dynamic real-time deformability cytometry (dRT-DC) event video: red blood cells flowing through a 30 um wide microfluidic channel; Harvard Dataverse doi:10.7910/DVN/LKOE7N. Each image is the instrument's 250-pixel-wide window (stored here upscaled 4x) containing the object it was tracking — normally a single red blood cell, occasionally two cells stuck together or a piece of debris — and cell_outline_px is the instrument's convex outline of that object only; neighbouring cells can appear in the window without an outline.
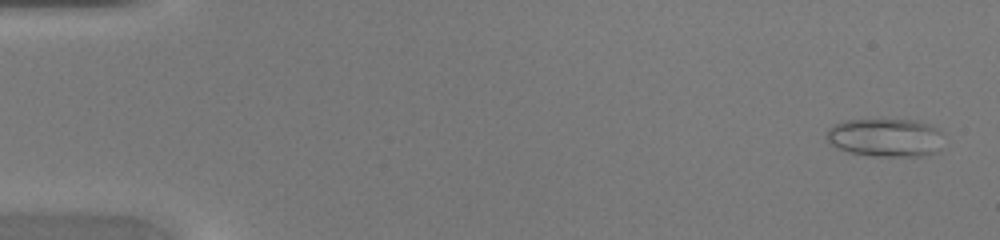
{"species": "common noctule bat (a hibernating species)", "species_latin": "Nyctalus noctula", "temperature_condition": "warm", "stored_images_in_passage": 45, "camera_frame_rate_fps": 3000, "um_per_image_px": 0.085, "animal": {"sex": "female", "body_mass_g": 20.0, "forearm_length_mm": 54.0}, "frame": {"image": 1, "passage_image": 2, "time_ms": 0.333, "image_size_px": [1000, 240], "cell_outline_px": [[940, 152], [920, 156], [872, 156], [848, 152], [832, 144], [824, 136], [828, 128], [844, 120], [912, 120], [928, 124], [936, 128], [940, 132]], "centroid_in_image_um": [75.24, 11.7], "position_along_channel_um": 9.8, "area_um2": 26.01}}
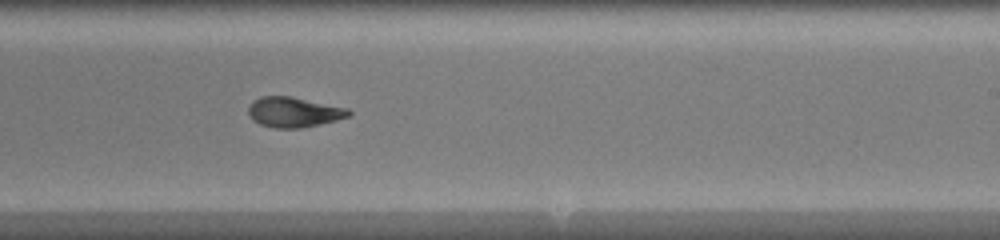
{"frame": {"image": 2, "passage_image": 28, "time_ms": 9.0, "image_size_px": [1000, 240], "cell_outline_px": [[352, 112], [348, 116], [336, 120], [320, 124], [300, 128], [276, 128], [260, 124], [252, 120], [248, 116], [248, 108], [260, 96], [292, 96], [348, 108]], "centroid_in_image_um": [24.97, 9.53], "position_along_channel_um": 264.0, "area_um2": 17.57}}
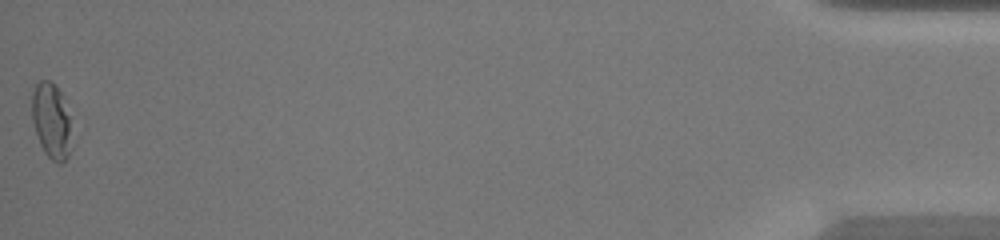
{"frame": {"image": 3, "passage_image": 45, "time_ms": 14.667, "image_size_px": [1000, 240], "cell_outline_px": [[72, 148], [68, 156], [60, 164], [56, 164], [44, 152], [40, 144], [32, 120], [32, 92], [36, 84], [40, 80], [48, 80], [60, 92], [68, 116]], "centroid_in_image_um": [4.35, 10.32], "position_along_channel_um": 430.8, "area_um2": 17.17}}